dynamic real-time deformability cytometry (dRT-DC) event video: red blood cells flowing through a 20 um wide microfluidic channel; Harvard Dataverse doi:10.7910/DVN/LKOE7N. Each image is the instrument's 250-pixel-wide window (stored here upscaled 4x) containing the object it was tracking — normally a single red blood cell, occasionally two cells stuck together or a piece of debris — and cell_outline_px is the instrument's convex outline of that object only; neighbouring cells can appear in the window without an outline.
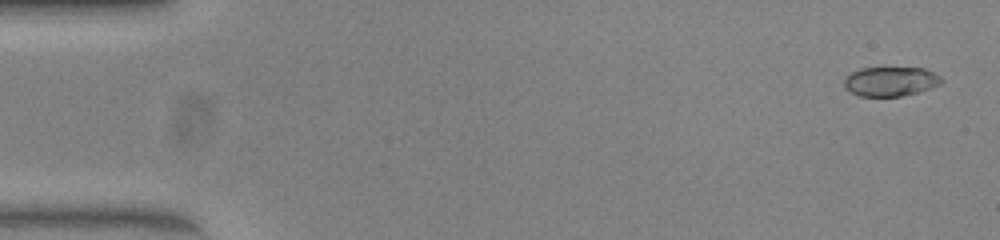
{"species": "common noctule bat (a hibernating species)", "species_latin": "Nyctalus noctula", "temperature_condition": "warm", "stored_images_in_passage": 52, "camera_frame_rate_fps": 3000, "um_per_image_px": 0.085, "animal": {"sex": "female", "body_mass_g": 23.0, "forearm_length_mm": 53.4}, "frame": {"image": 1, "passage_image": 2, "time_ms": 0.333, "image_size_px": [1000, 240], "cell_outline_px": [[944, 80], [940, 84], [916, 92], [900, 96], [860, 96], [844, 88], [844, 80], [852, 72], [860, 68], [924, 68], [940, 76]], "centroid_in_image_um": [75.68, 6.91], "position_along_channel_um": 9.3, "area_um2": 16.42}}
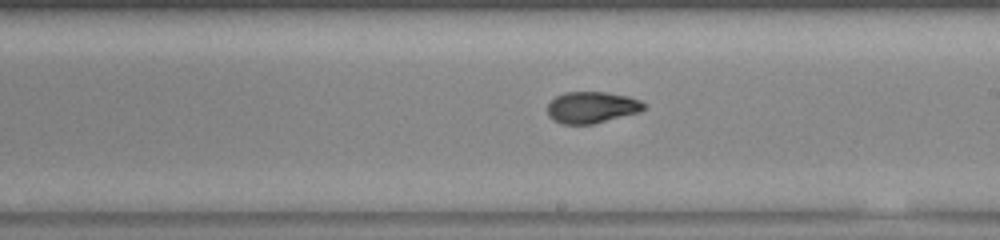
{"frame": {"image": 2, "passage_image": 30, "time_ms": 9.667, "image_size_px": [1000, 240], "cell_outline_px": [[644, 108], [640, 112], [592, 124], [564, 124], [552, 120], [548, 116], [548, 104], [556, 96], [564, 92], [608, 92], [628, 96], [640, 100], [644, 104]], "centroid_in_image_um": [50.29, 9.12], "position_along_channel_um": 238.7, "area_um2": 17.69}}
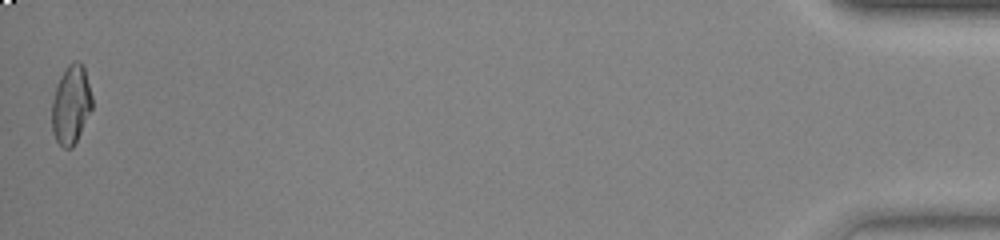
{"frame": {"image": 3, "passage_image": 52, "time_ms": 17.0, "image_size_px": [1000, 240], "cell_outline_px": [[92, 108], [72, 148], [64, 148], [56, 140], [52, 132], [52, 100], [56, 84], [60, 76], [68, 64], [72, 60], [80, 60], [84, 64], [92, 96]], "centroid_in_image_um": [6.03, 8.83], "position_along_channel_um": 429.2, "area_um2": 18.61}, "authors_computed_cell_mechanics": {"area_um2": 17.8024, "velocity_mm_per_s": 3.9309, "shape_relaxation_time_tau1_ms": null, "shape_relaxation_time_tau2_ms": 1.382, "deformation_change_tau1": null, "deformation_change_tau2": 0.0573}}